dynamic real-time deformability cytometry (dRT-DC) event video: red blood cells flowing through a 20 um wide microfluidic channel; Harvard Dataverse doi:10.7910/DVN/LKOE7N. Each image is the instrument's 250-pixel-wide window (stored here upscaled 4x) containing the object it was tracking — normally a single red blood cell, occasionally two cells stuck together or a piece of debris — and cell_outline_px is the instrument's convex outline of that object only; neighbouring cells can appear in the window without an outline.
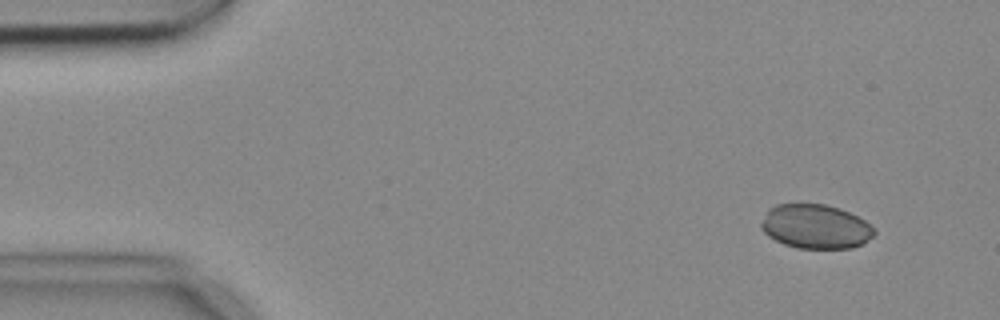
{"species": "common noctule bat (a hibernating species)", "species_latin": "Nyctalus noctula", "temperature_condition": "cold", "stored_images_in_passage": 4, "camera_frame_rate_fps": 3000, "um_per_image_px": 0.085, "animal": {"sex": "female", "body_mass_g": 18.4}, "frame": {"image": 1, "passage_image": 1, "time_ms": 0.0, "image_size_px": [1000, 320], "cell_outline_px": [[876, 232], [872, 236], [860, 244], [852, 248], [796, 248], [784, 244], [768, 236], [760, 228], [760, 224], [768, 208], [776, 204], [824, 204], [840, 208], [864, 220]], "centroid_in_image_um": [69.27, 19.25], "position_along_channel_um": 15.7, "area_um2": 28.96}}
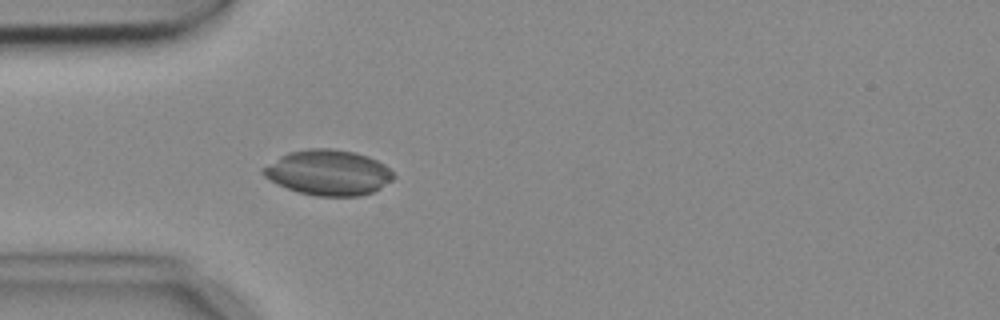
{"frame": {"image": 2, "passage_image": 4, "time_ms": 1.0, "image_size_px": [1000, 320], "cell_outline_px": [[396, 176], [392, 180], [380, 188], [372, 192], [360, 196], [316, 196], [296, 192], [276, 184], [264, 176], [260, 172], [260, 168], [280, 156], [288, 152], [308, 148], [332, 148], [356, 152], [368, 156], [384, 164]], "centroid_in_image_um": [27.87, 14.66], "position_along_channel_um": 57.1, "area_um2": 34.8}}